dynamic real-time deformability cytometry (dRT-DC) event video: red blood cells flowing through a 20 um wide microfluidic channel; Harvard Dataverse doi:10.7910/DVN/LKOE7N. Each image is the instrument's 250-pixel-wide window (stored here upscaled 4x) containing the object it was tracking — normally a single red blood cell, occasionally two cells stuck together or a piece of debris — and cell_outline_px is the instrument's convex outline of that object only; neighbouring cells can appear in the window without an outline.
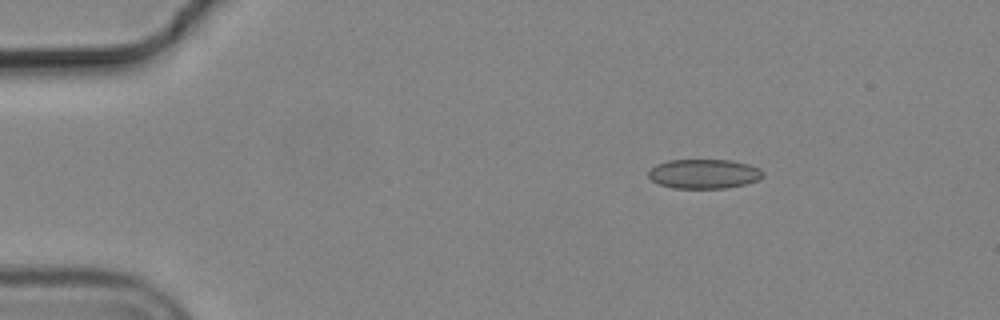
{"species": "common noctule bat (a hibernating species)", "species_latin": "Nyctalus noctula", "temperature_condition": "cold", "stored_images_in_passage": 4, "camera_frame_rate_fps": 3000, "um_per_image_px": 0.085, "animal": {"sex": "male", "body_mass_g": 19.2, "forearm_length_mm": 51.8}, "frame": {"image": 1, "passage_image": 1, "time_ms": 0.0, "image_size_px": [1000, 320], "cell_outline_px": [[764, 176], [760, 180], [744, 184], [724, 188], [672, 188], [660, 184], [652, 180], [648, 176], [648, 172], [656, 164], [668, 160], [732, 160], [748, 164], [760, 168], [764, 172]], "centroid_in_image_um": [59.87, 14.77], "position_along_channel_um": 25.1, "area_um2": 19.71}}